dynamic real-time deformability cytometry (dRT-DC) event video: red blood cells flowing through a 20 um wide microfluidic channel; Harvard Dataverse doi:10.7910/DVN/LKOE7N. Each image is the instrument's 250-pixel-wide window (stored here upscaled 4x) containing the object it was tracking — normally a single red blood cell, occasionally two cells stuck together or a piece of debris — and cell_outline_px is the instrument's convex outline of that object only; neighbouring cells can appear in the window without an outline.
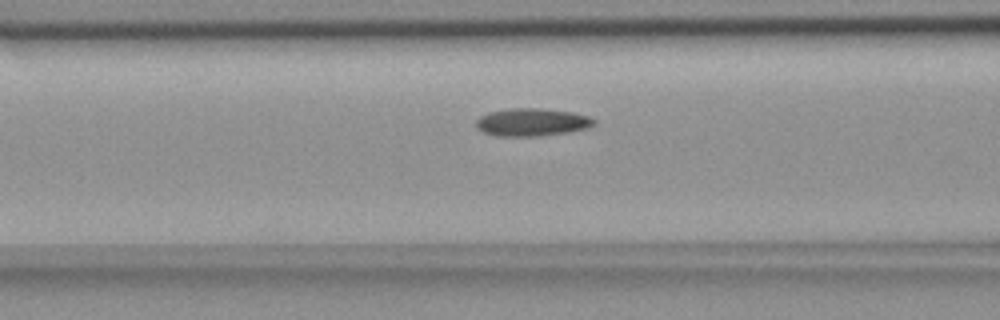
{"species": "common noctule bat (a hibernating species)", "species_latin": "Nyctalus noctula", "temperature_condition": "room temperature", "stored_images_in_passage": 8, "camera_frame_rate_fps": 3000, "um_per_image_px": 0.085, "animal": {"sex": "female", "body_mass_g": 18.4}, "frame": {"image": 1, "passage_image": 6, "time_ms": 1.667, "image_size_px": [1000, 320], "cell_outline_px": [[596, 124], [588, 128], [564, 132], [536, 136], [496, 136], [484, 132], [476, 124], [476, 120], [480, 116], [488, 112], [508, 108], [540, 108], [572, 112], [588, 116], [596, 120]], "centroid_in_image_um": [45.21, 10.37], "position_along_channel_um": 121.4, "area_um2": 18.96}}